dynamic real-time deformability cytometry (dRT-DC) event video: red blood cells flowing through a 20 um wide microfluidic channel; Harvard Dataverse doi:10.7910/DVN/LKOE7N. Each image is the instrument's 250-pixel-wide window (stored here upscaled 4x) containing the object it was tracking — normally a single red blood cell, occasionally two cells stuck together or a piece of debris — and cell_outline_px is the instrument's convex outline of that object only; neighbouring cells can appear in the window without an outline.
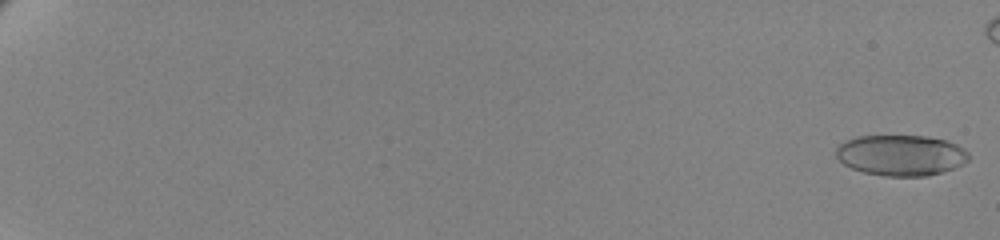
{"species": "human", "species_latin": "Homo sapiens", "temperature_condition": "cold", "stored_images_in_passage": 63, "camera_frame_rate_fps": 3000, "um_per_image_px": 0.085, "donor": {"sex": "female"}, "frame": {"image": 1, "passage_image": 1, "time_ms": 0.0, "image_size_px": [1000, 240], "cell_outline_px": [[968, 160], [964, 164], [956, 168], [928, 176], [884, 176], [864, 172], [852, 168], [844, 164], [836, 156], [836, 148], [840, 144], [856, 136], [928, 136], [944, 140], [956, 144], [964, 148], [968, 152]], "centroid_in_image_um": [76.61, 13.2], "position_along_channel_um": 8.4, "area_um2": 31.56}}
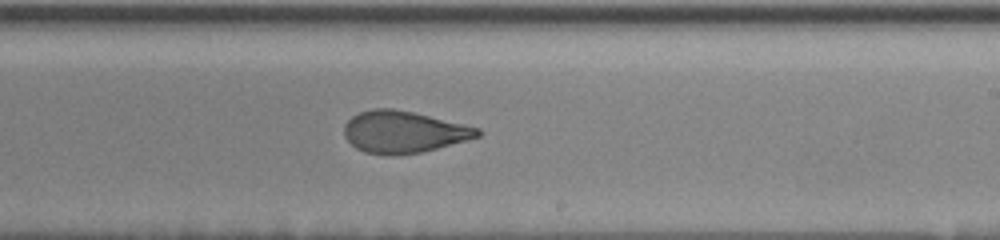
{"frame": {"image": 2, "passage_image": 42, "time_ms": 13.667, "image_size_px": [1000, 240], "cell_outline_px": [[484, 132], [480, 136], [468, 140], [420, 152], [364, 152], [356, 148], [344, 136], [344, 124], [352, 116], [360, 112], [372, 108], [392, 108], [412, 112], [480, 128]], "centroid_in_image_um": [34.32, 11.17], "position_along_channel_um": 254.7, "area_um2": 31.67}}
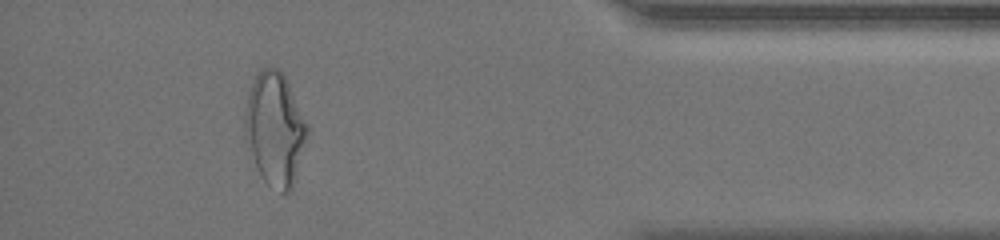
{"frame": {"image": 3, "passage_image": 58, "time_ms": 19.0, "image_size_px": [1000, 240], "cell_outline_px": [[308, 132], [296, 176], [292, 188], [288, 192], [284, 192], [268, 184], [260, 176], [244, 136], [244, 116], [248, 92], [252, 80], [256, 72], [260, 68], [276, 68], [284, 72], [308, 124]], "centroid_in_image_um": [23.35, 10.9], "position_along_channel_um": 411.8, "area_um2": 41.21}, "authors_computed_cell_mechanics": {"area_um2": 32.7726, "velocity_mm_per_s": 3.4524, "shape_relaxation_time_tau1_ms": 6.3421, "shape_relaxation_time_tau2_ms": 1.7248, "deformation_change_tau1": 0.1939, "deformation_change_tau2": 0.0899}}